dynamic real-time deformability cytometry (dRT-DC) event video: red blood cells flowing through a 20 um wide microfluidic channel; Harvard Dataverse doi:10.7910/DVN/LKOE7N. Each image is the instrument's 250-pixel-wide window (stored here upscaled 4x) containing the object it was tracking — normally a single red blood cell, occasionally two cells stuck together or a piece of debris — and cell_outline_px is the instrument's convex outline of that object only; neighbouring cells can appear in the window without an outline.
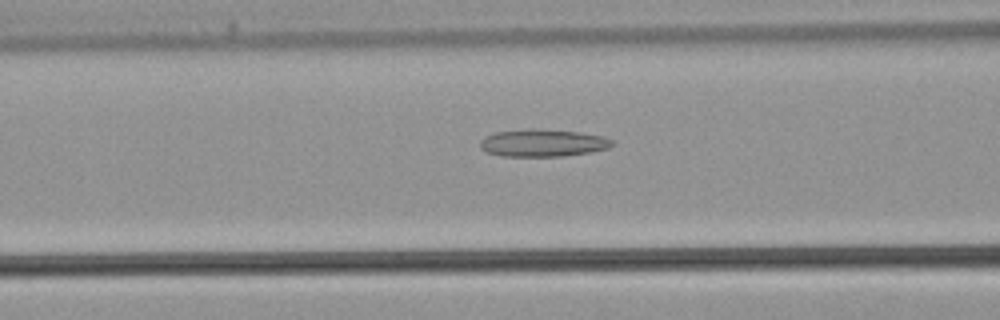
{"species": "common noctule bat (a hibernating species)", "species_latin": "Nyctalus noctula", "temperature_condition": "warm", "stored_images_in_passage": 35, "camera_frame_rate_fps": 3000, "um_per_image_px": 0.085, "animal": {"sex": "male", "body_mass_g": 21.5, "forearm_length_mm": 52.0}, "frame": {"image": 1, "passage_image": 15, "time_ms": 4.667, "image_size_px": [1000, 320], "cell_outline_px": [[616, 144], [608, 148], [588, 152], [560, 156], [500, 156], [488, 152], [480, 148], [480, 140], [496, 132], [528, 128], [536, 128], [580, 132], [604, 136], [612, 140]], "centroid_in_image_um": [46.15, 12.14], "position_along_channel_um": 120.4, "area_um2": 21.1}}
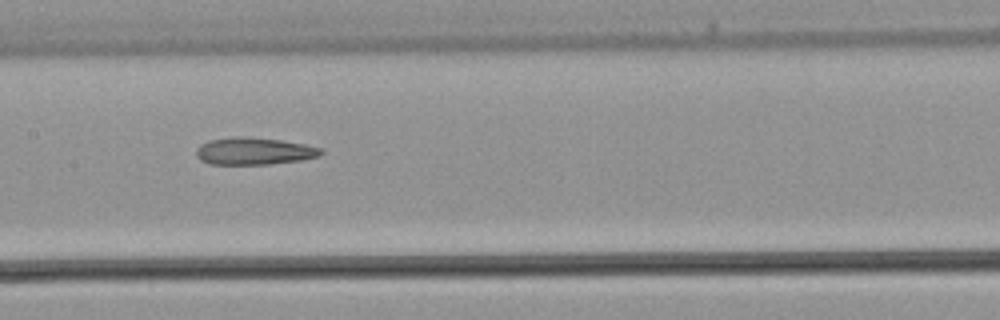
{"frame": {"image": 2, "passage_image": 19, "time_ms": 6.0, "image_size_px": [1000, 320], "cell_outline_px": [[324, 152], [320, 156], [300, 160], [268, 164], [208, 164], [200, 160], [196, 156], [196, 148], [200, 144], [208, 140], [236, 136], [240, 136], [280, 140], [304, 144], [324, 148]], "centroid_in_image_um": [21.58, 12.84], "position_along_channel_um": 185.8, "area_um2": 19.88}}
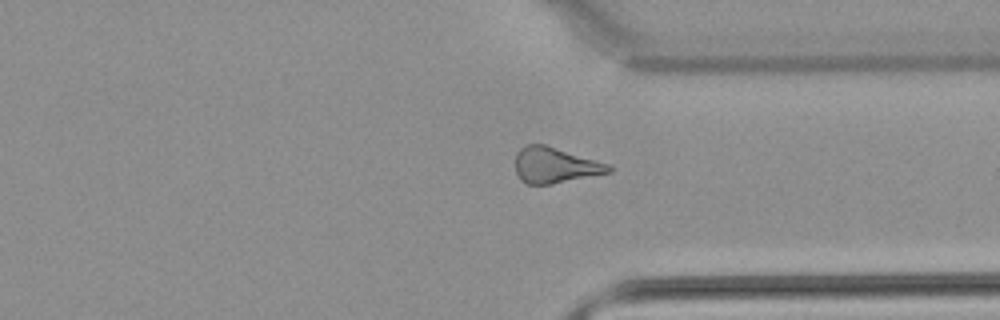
{"frame": {"image": 3, "passage_image": 30, "time_ms": 9.667, "image_size_px": [1000, 320], "cell_outline_px": [[612, 172], [552, 184], [528, 184], [520, 180], [516, 172], [516, 152], [520, 148], [528, 144], [544, 144], [608, 164], [612, 168]], "centroid_in_image_um": [47.15, 14.05], "position_along_channel_um": 364.2, "area_um2": 19.25}}